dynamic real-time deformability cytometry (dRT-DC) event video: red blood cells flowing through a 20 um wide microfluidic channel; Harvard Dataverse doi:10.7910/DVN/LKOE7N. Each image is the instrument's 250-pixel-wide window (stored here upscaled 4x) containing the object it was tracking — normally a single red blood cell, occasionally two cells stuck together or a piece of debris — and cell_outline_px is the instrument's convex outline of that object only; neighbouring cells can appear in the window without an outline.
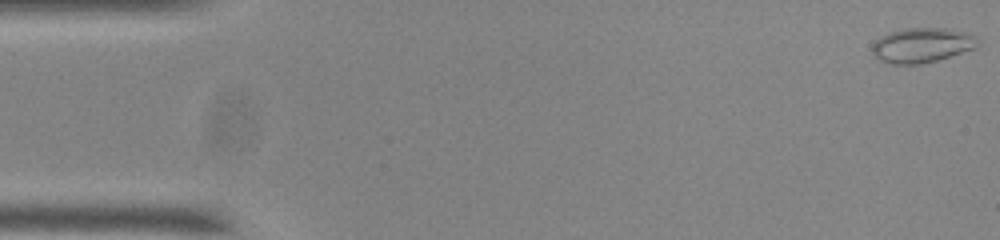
{"species": "common noctule bat (a hibernating species)", "species_latin": "Nyctalus noctula", "temperature_condition": "room temperature", "stored_images_in_passage": 39, "camera_frame_rate_fps": 3000, "um_per_image_px": 0.085, "animal": {"sex": "male", "body_mass_g": 20.0, "forearm_length_mm": 53.3}, "frame": {"image": 1, "passage_image": 1, "time_ms": 0.0, "image_size_px": [1000, 240], "cell_outline_px": [[980, 40], [976, 48], [936, 60], [920, 64], [892, 64], [880, 60], [872, 52], [872, 44], [880, 36], [888, 32], [904, 28], [944, 28], [968, 32], [976, 36]], "centroid_in_image_um": [78.38, 3.82], "position_along_channel_um": 6.6, "area_um2": 21.5}}
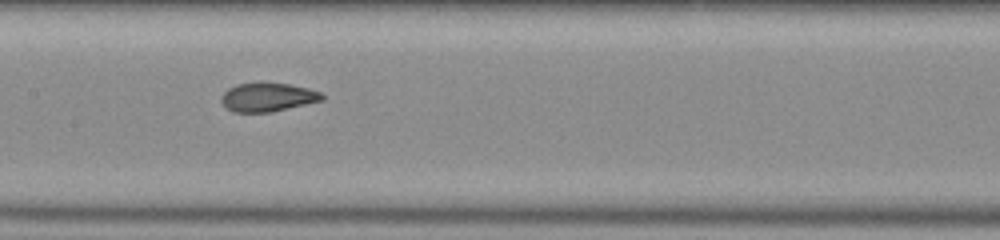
{"frame": {"image": 2, "passage_image": 26, "time_ms": 8.333, "image_size_px": [1000, 240], "cell_outline_px": [[324, 100], [272, 112], [232, 112], [220, 100], [224, 92], [228, 88], [236, 84], [260, 80], [288, 84], [308, 88], [320, 92], [324, 96]], "centroid_in_image_um": [22.75, 8.23], "position_along_channel_um": 184.7, "area_um2": 17.28}}
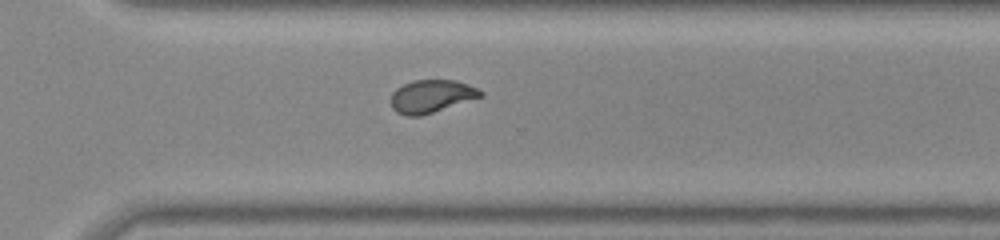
{"frame": {"image": 3, "passage_image": 38, "time_ms": 12.333, "image_size_px": [1000, 240], "cell_outline_px": [[484, 96], [420, 116], [408, 116], [396, 112], [392, 108], [392, 92], [396, 88], [412, 80], [456, 80], [468, 84], [484, 92]], "centroid_in_image_um": [36.68, 8.17], "position_along_channel_um": 333.9, "area_um2": 17.11}}